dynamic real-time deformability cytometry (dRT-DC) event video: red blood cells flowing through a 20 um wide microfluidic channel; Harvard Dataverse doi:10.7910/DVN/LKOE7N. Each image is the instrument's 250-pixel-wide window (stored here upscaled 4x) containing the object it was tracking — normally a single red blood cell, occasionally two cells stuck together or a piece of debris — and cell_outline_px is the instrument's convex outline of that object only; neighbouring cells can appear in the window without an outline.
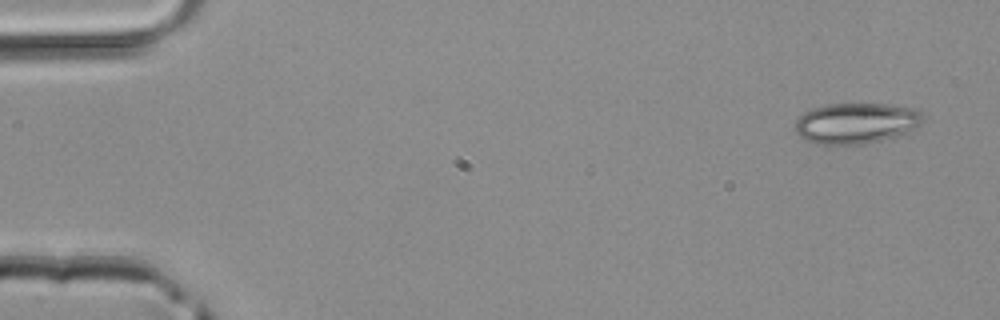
{"species": "common noctule bat (a hibernating species)", "species_latin": "Nyctalus noctula", "temperature_condition": "room temperature", "stored_images_in_passage": 5, "segment_of_instrument_passage": [2, 2], "camera_frame_rate_fps": 3000, "um_per_image_px": 0.085, "animal": {"sex": "male", "body_mass_g": 20.4}, "frame": {"image": 1, "passage_image": 5, "time_ms": 1.333, "image_size_px": [1000, 320], "cell_outline_px": [[924, 120], [916, 128], [908, 132], [880, 140], [864, 144], [816, 144], [804, 140], [796, 132], [796, 120], [804, 112], [812, 108], [828, 104], [888, 104], [916, 108], [924, 116]], "centroid_in_image_um": [72.78, 10.46], "position_along_channel_um": 12.2, "area_um2": 30.4}}